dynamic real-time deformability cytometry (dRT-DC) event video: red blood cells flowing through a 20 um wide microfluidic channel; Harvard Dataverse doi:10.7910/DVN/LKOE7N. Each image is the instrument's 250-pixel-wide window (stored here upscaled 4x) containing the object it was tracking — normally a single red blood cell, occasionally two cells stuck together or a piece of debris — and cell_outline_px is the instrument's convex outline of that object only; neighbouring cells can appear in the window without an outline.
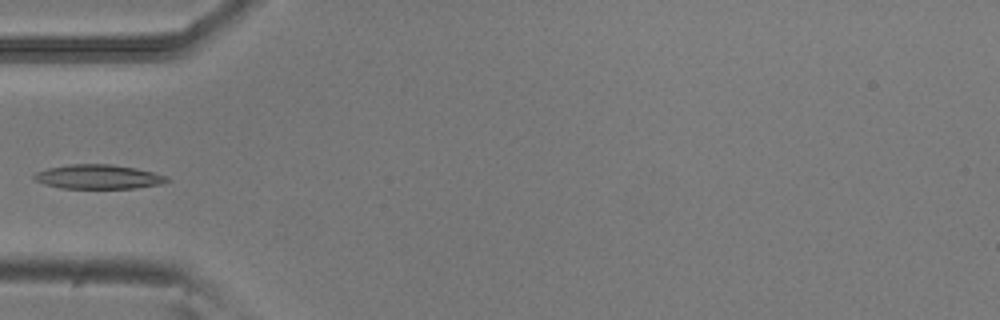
{"species": "common noctule bat (a hibernating species)", "species_latin": "Nyctalus noctula", "temperature_condition": "room temperature", "stored_images_in_passage": 6, "camera_frame_rate_fps": 3000, "um_per_image_px": 0.085, "animal": {"sex": "male", "body_mass_g": 20.5, "forearm_length_mm": 52.5}, "frame": {"image": 1, "passage_image": 6, "time_ms": 1.667, "image_size_px": [1000, 320], "cell_outline_px": [[172, 180], [160, 184], [136, 188], [60, 188], [44, 184], [36, 180], [32, 176], [36, 172], [48, 168], [72, 164], [112, 164], [136, 168], [168, 176]], "centroid_in_image_um": [8.38, 15.02], "position_along_channel_um": 76.6, "area_um2": 18.79}}